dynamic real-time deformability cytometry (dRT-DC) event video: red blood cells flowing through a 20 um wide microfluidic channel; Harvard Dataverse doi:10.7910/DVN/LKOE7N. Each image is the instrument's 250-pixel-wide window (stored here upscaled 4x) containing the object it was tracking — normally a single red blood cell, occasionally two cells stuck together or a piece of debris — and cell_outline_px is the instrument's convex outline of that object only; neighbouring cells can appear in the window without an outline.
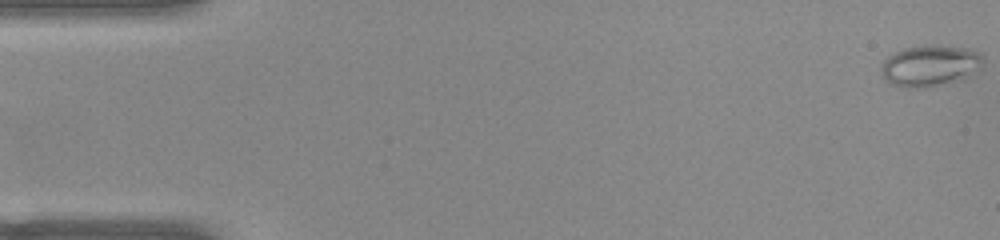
{"species": "common noctule bat (a hibernating species)", "species_latin": "Nyctalus noctula", "temperature_condition": "warm", "stored_images_in_passage": 52, "camera_frame_rate_fps": 3000, "um_per_image_px": 0.085, "animal": {"sex": "female", "body_mass_g": 22.0, "forearm_length_mm": 56.7}, "frame": {"image": 1, "passage_image": 1, "time_ms": 0.0, "image_size_px": [1000, 240], "cell_outline_px": [[984, 60], [980, 68], [960, 80], [928, 88], [904, 88], [888, 84], [880, 72], [880, 68], [884, 60], [888, 56], [904, 48], [924, 44], [968, 48], [980, 52], [984, 56]], "centroid_in_image_um": [79.03, 5.59], "position_along_channel_um": 6.0, "area_um2": 24.97}}
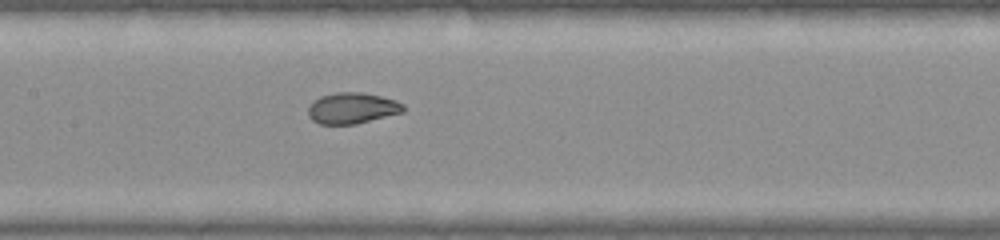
{"frame": {"image": 2, "passage_image": 25, "time_ms": 8.0, "image_size_px": [1000, 240], "cell_outline_px": [[404, 112], [356, 124], [320, 124], [312, 120], [308, 116], [308, 108], [312, 100], [320, 96], [336, 92], [360, 92], [380, 96], [396, 100], [404, 104]], "centroid_in_image_um": [29.92, 9.19], "position_along_channel_um": 177.5, "area_um2": 17.34}}
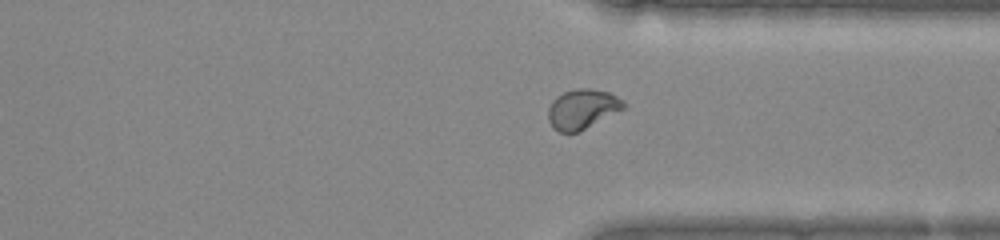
{"frame": {"image": 3, "passage_image": 39, "time_ms": 12.667, "image_size_px": [1000, 240], "cell_outline_px": [[628, 108], [580, 132], [560, 132], [552, 128], [548, 120], [548, 108], [552, 100], [556, 96], [564, 92], [576, 88], [592, 88], [608, 92], [624, 100], [628, 104]], "centroid_in_image_um": [49.55, 9.27], "position_along_channel_um": 361.9, "area_um2": 18.09}, "authors_computed_cell_mechanics": {"area_um2": 19.3052, "velocity_mm_per_s": 3.9509, "shape_relaxation_time_tau1_ms": null, "shape_relaxation_time_tau2_ms": 0.6624, "deformation_change_tau1": null, "deformation_change_tau2": 0.0516}}